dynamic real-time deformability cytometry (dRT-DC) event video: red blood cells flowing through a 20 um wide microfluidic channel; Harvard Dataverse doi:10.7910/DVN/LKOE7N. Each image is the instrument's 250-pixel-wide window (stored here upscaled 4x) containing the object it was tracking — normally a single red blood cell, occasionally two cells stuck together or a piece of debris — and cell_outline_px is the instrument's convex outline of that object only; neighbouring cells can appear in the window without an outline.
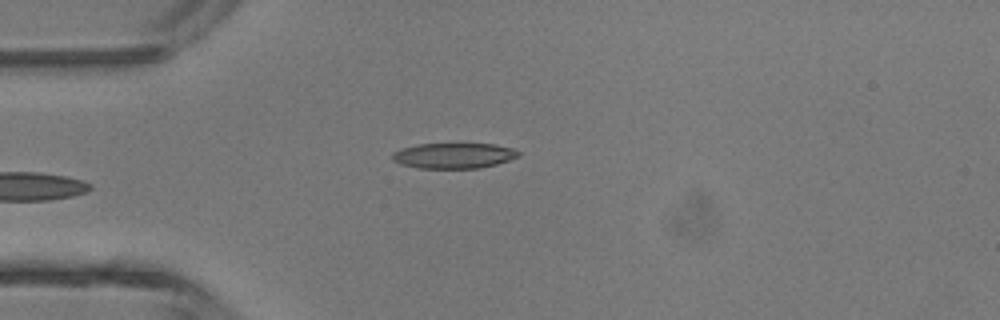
{"species": "common noctule bat (a hibernating species)", "species_latin": "Nyctalus noctula", "temperature_condition": "room temperature", "stored_images_in_passage": 4, "camera_frame_rate_fps": 3000, "um_per_image_px": 0.085, "animal": {"sex": "male", "body_mass_g": 13.3}, "frame": {"image": 1, "passage_image": 4, "time_ms": 3.667, "image_size_px": [1000, 320], "cell_outline_px": [[520, 156], [496, 164], [480, 168], [420, 168], [400, 164], [392, 160], [392, 152], [400, 148], [420, 144], [496, 144], [512, 148], [520, 152]], "centroid_in_image_um": [38.56, 13.23], "position_along_channel_um": 46.4, "area_um2": 18.73}}